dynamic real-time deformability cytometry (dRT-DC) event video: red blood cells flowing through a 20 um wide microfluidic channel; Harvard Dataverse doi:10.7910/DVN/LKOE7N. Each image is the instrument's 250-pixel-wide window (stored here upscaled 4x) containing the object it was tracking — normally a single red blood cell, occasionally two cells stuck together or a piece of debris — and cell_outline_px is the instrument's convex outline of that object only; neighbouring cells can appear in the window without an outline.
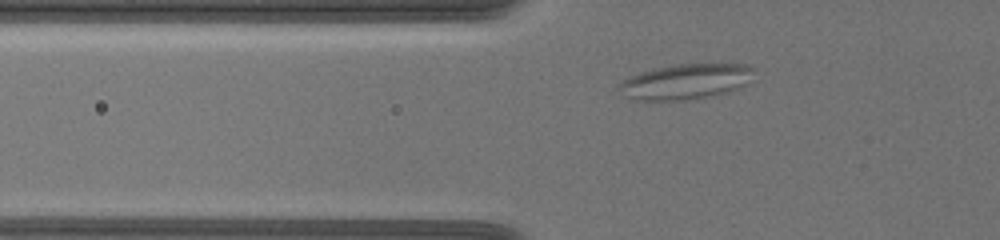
{"species": "common noctule bat (a hibernating species)", "species_latin": "Nyctalus noctula", "temperature_condition": "warm", "stored_images_in_passage": 49, "camera_frame_rate_fps": 3000, "um_per_image_px": 0.085, "animal": {"sex": "female", "body_mass_g": 19.5, "forearm_length_mm": 54.1}, "frame": {"image": 1, "passage_image": 10, "time_ms": 3.0, "image_size_px": [1000, 240], "cell_outline_px": [[752, 68], [744, 84], [728, 92], [712, 96], [680, 100], [632, 100], [628, 96], [620, 84], [628, 76], [640, 72], [656, 68], [676, 64], [744, 64]], "centroid_in_image_um": [58.25, 6.93], "position_along_channel_um": 67.6, "area_um2": 26.88}}
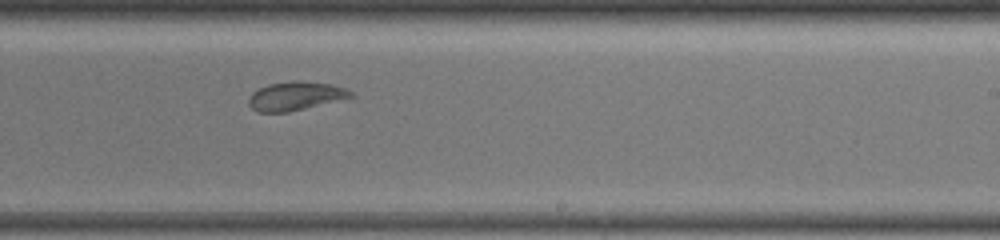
{"frame": {"image": 2, "passage_image": 28, "time_ms": 9.0, "image_size_px": [1000, 240], "cell_outline_px": [[356, 96], [288, 112], [256, 112], [248, 104], [248, 96], [252, 92], [268, 84], [296, 80], [332, 84], [344, 88], [352, 92]], "centroid_in_image_um": [25.09, 8.16], "position_along_channel_um": 263.9, "area_um2": 17.05}}
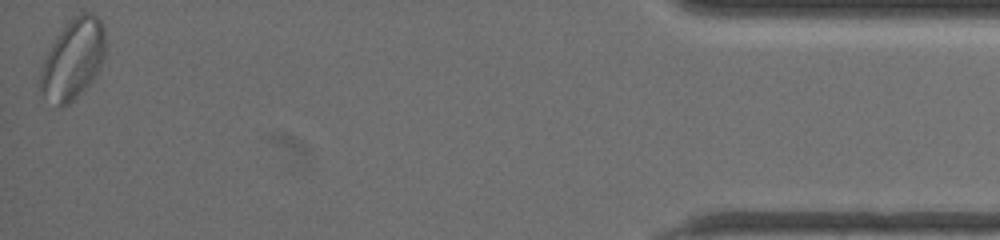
{"frame": {"image": 3, "passage_image": 49, "time_ms": 16.0, "image_size_px": [1000, 240], "cell_outline_px": [[104, 56], [92, 80], [84, 92], [64, 108], [60, 108], [40, 88], [40, 72], [44, 60], [52, 44], [60, 32], [76, 16], [84, 12], [92, 12], [100, 20], [104, 28]], "centroid_in_image_um": [6.22, 5.06], "position_along_channel_um": 429.0, "area_um2": 29.59}, "authors_computed_cell_mechanics": {"area_um2": 21.9062, "velocity_mm_per_s": 3.3941, "shape_relaxation_time_tau1_ms": null, "shape_relaxation_time_tau2_ms": 1.7759, "deformation_change_tau1": null, "deformation_change_tau2": 0.0698}}